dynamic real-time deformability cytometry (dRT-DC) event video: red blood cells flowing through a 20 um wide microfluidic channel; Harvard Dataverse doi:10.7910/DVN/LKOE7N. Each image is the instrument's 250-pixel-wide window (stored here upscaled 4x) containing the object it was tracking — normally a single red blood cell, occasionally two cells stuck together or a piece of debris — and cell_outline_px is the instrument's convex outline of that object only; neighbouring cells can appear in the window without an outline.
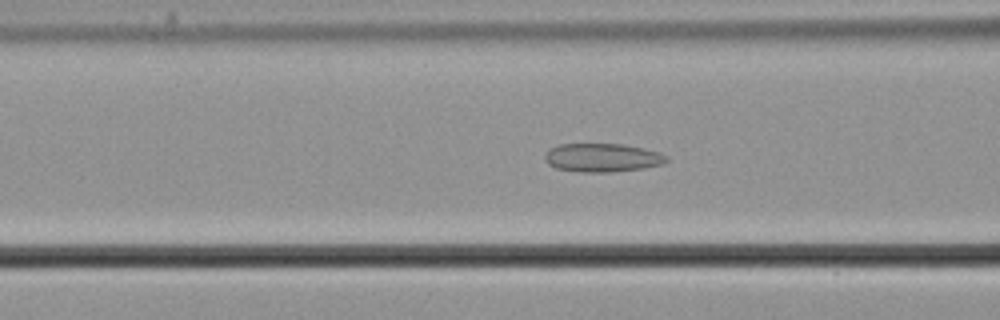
{"species": "common noctule bat (a hibernating species)", "species_latin": "Nyctalus noctula", "temperature_condition": "cold", "stored_images_in_passage": 56, "camera_frame_rate_fps": 3000, "um_per_image_px": 0.085, "animal": {"sex": "male", "body_mass_g": 21.5, "forearm_length_mm": 52.0}, "frame": {"image": 1, "passage_image": 22, "time_ms": 7.0, "image_size_px": [1000, 320], "cell_outline_px": [[668, 160], [660, 164], [644, 168], [612, 172], [580, 172], [556, 168], [548, 164], [544, 160], [544, 156], [548, 148], [560, 144], [620, 144], [644, 148], [660, 152], [668, 156]], "centroid_in_image_um": [51.17, 13.4], "position_along_channel_um": 115.4, "area_um2": 20.35}}
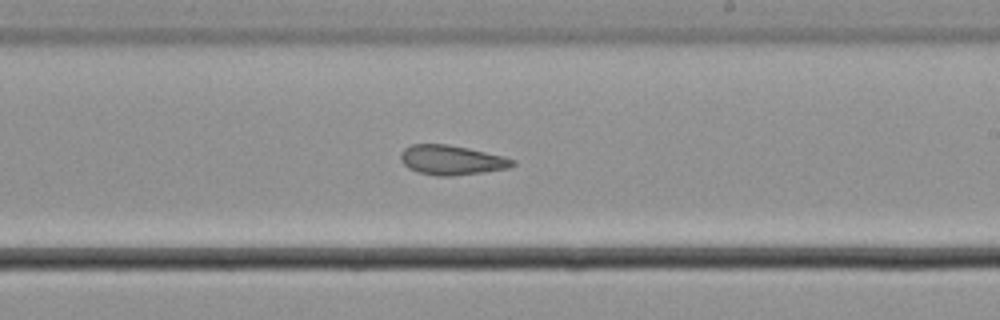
{"frame": {"image": 2, "passage_image": 33, "time_ms": 10.667, "image_size_px": [1000, 320], "cell_outline_px": [[516, 164], [508, 168], [484, 172], [452, 176], [436, 176], [420, 172], [408, 168], [400, 160], [400, 152], [404, 148], [412, 144], [448, 144], [468, 148], [504, 156], [516, 160]], "centroid_in_image_um": [38.39, 13.6], "position_along_channel_um": 250.6, "area_um2": 19.42}}
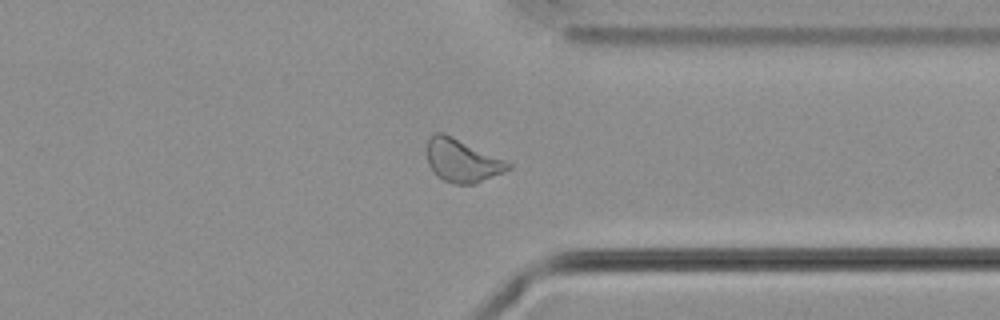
{"frame": {"image": 3, "passage_image": 43, "time_ms": 14.0, "image_size_px": [1000, 320], "cell_outline_px": [[512, 168], [504, 172], [472, 184], [456, 184], [444, 180], [436, 176], [428, 164], [428, 140], [436, 132], [444, 132], [504, 160], [512, 164]], "centroid_in_image_um": [39.27, 13.65], "position_along_channel_um": 372.1, "area_um2": 20.0}, "authors_computed_cell_mechanics": {"area_um2": 21.2415, "velocity_mm_per_s": 3.6909, "shape_relaxation_time_tau1_ms": null, "shape_relaxation_time_tau2_ms": 4.3174, "deformation_change_tau1": null, "deformation_change_tau2": 0.0999}}